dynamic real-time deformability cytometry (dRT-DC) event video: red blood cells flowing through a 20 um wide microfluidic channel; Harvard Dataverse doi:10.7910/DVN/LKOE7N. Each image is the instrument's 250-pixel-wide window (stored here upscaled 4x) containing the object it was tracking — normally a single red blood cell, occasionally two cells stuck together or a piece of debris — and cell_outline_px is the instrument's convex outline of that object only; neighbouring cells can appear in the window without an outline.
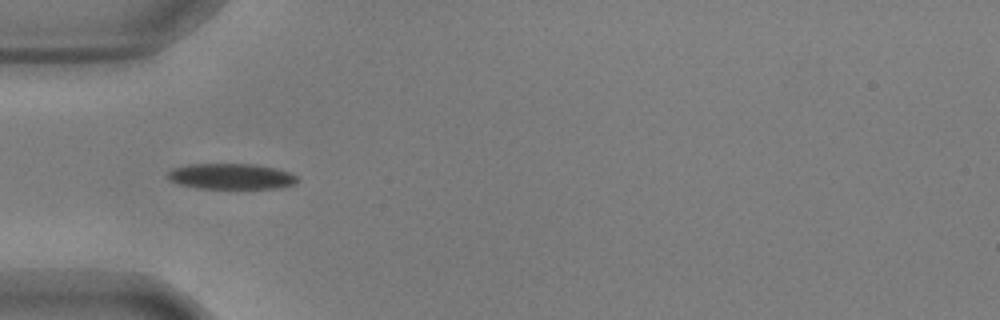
{"species": "common noctule bat (a hibernating species)", "species_latin": "Nyctalus noctula", "temperature_condition": "warm", "stored_images_in_passage": 30, "camera_frame_rate_fps": 3000, "um_per_image_px": 0.085, "animal": {"sex": "male", "body_mass_g": 17.9, "forearm_length_mm": 54.2}, "frame": {"image": 1, "passage_image": 1, "time_ms": 0.0, "image_size_px": [1000, 320], "cell_outline_px": [[300, 180], [296, 184], [280, 188], [200, 188], [180, 184], [172, 180], [168, 176], [168, 172], [172, 168], [192, 164], [256, 164], [276, 168], [288, 172], [296, 176]], "centroid_in_image_um": [19.71, 14.99], "position_along_channel_um": 65.3, "area_um2": 19.31}}
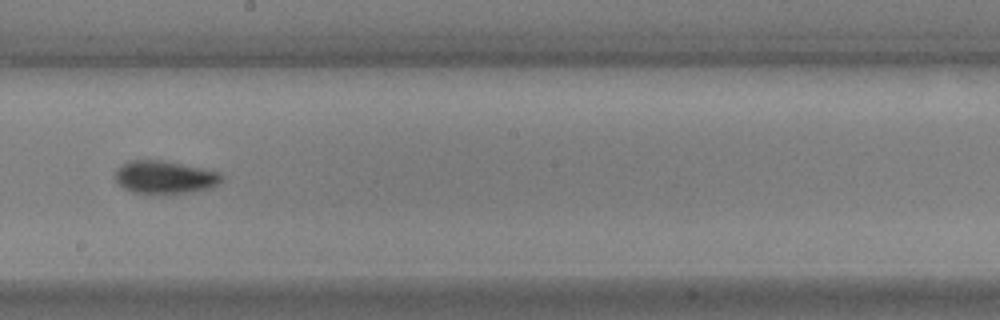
{"frame": {"image": 2, "passage_image": 15, "time_ms": 4.667, "image_size_px": [1000, 320], "cell_outline_px": [[224, 180], [220, 184], [212, 188], [192, 192], [132, 192], [124, 188], [112, 176], [116, 168], [128, 160], [164, 160], [204, 168], [220, 172], [224, 176]], "centroid_in_image_um": [14.04, 15.03], "position_along_channel_um": 234.2, "area_um2": 20.58}}
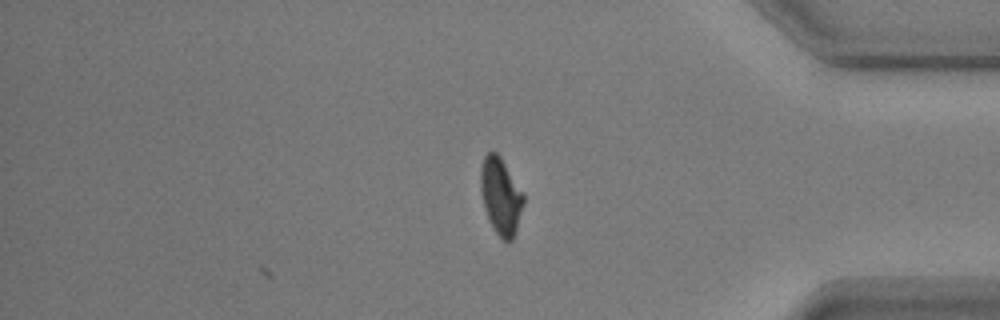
{"frame": {"image": 3, "passage_image": 30, "time_ms": 9.667, "image_size_px": [1000, 320], "cell_outline_px": [[524, 204], [512, 240], [508, 244], [496, 232], [484, 208], [480, 192], [480, 168], [484, 156], [488, 152], [496, 152], [500, 156], [524, 192]], "centroid_in_image_um": [42.56, 16.63], "position_along_channel_um": 392.6, "area_um2": 19.19}, "authors_computed_cell_mechanics": {"area_um2": 20.0855, "velocity_mm_per_s": 3.6334, "shape_relaxation_time_tau1_ms": 3.7858, "shape_relaxation_time_tau2_ms": 2.5079, "deformation_change_tau1": 0.1463, "deformation_change_tau2": 0.0716}}